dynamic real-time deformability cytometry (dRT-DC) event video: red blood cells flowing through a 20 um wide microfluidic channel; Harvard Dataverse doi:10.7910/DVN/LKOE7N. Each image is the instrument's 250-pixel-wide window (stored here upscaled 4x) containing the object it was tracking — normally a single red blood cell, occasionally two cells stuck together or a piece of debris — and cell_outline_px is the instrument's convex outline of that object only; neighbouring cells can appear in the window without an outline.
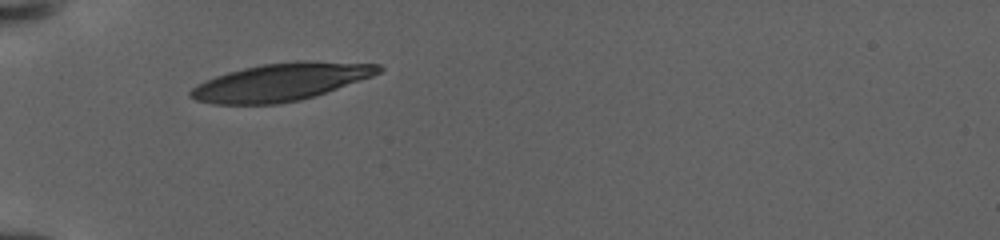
{"species": "human", "species_latin": "Homo sapiens", "temperature_condition": "warm", "stored_images_in_passage": 98, "camera_frame_rate_fps": 3000, "um_per_image_px": 0.085, "donor": {"sex": "female"}, "frame": {"image": 1, "passage_image": 1, "time_ms": 0.0, "image_size_px": [1000, 240], "cell_outline_px": [[384, 68], [380, 72], [372, 76], [300, 100], [280, 104], [212, 104], [196, 100], [188, 96], [188, 92], [196, 84], [204, 80], [228, 72], [244, 68], [264, 64], [296, 60], [308, 60], [380, 64]], "centroid_in_image_um": [23.83, 6.96], "position_along_channel_um": 61.2, "area_um2": 41.04}}
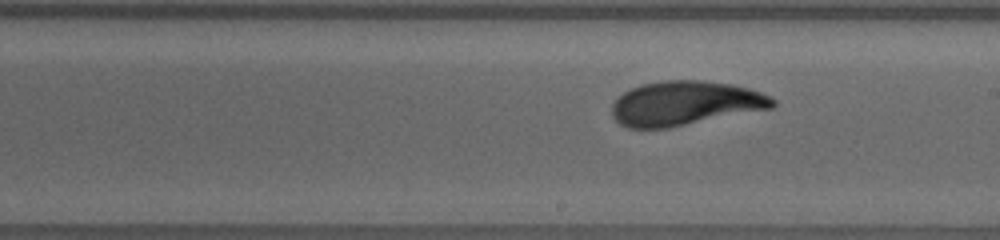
{"frame": {"image": 2, "passage_image": 42, "time_ms": 6.333, "image_size_px": [1000, 240], "cell_outline_px": [[776, 104], [772, 108], [668, 128], [628, 128], [620, 124], [612, 116], [612, 104], [624, 92], [640, 84], [664, 80], [700, 80], [732, 84], [748, 88], [760, 92], [776, 100]], "centroid_in_image_um": [58.22, 8.78], "position_along_channel_um": 230.8, "area_um2": 41.44}}
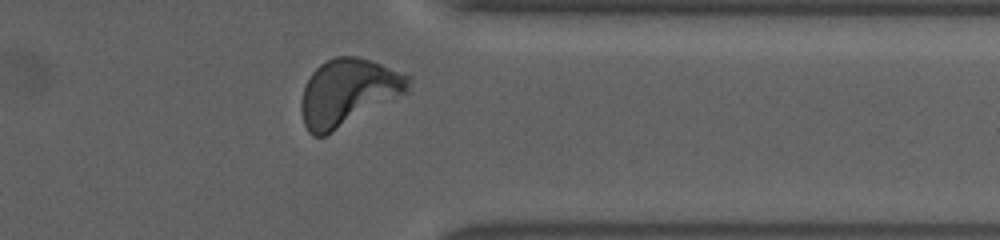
{"frame": {"image": 3, "passage_image": 83, "time_ms": 11.667, "image_size_px": [1000, 240], "cell_outline_px": [[412, 92], [324, 136], [312, 136], [308, 132], [304, 124], [300, 112], [300, 100], [304, 88], [312, 72], [320, 64], [336, 56], [356, 56], [380, 64], [412, 76]], "centroid_in_image_um": [29.64, 7.86], "position_along_channel_um": 381.8, "area_um2": 42.37}, "authors_computed_cell_mechanics": {"area_um2": 41.2981, "velocity_mm_per_s": 2.8779, "shape_relaxation_time_tau1_ms": 3.5616, "shape_relaxation_time_tau2_ms": 1.1392, "deformation_change_tau1": 0.1457, "deformation_change_tau2": 0.054}}